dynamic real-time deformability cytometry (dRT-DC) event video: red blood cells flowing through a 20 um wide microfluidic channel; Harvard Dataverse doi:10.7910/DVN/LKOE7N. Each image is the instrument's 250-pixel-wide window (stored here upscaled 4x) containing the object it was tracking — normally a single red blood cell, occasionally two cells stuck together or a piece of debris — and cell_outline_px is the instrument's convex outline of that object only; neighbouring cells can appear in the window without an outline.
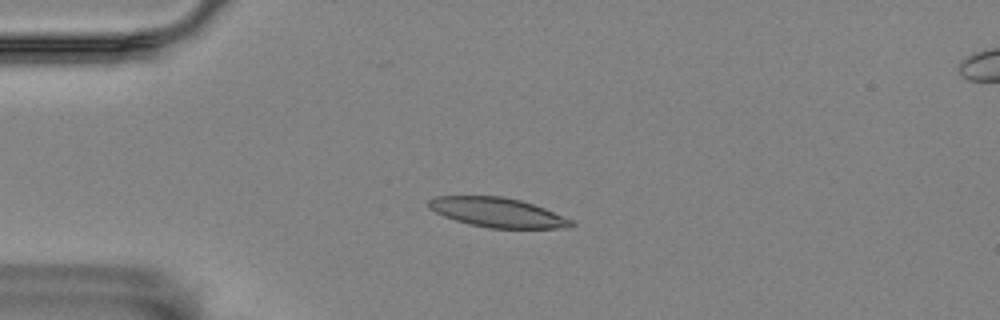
{"species": "Egyptian fruit bat (a non-hibernating species)", "species_latin": "Rousettus aegyptiacus", "temperature_condition": "room temperature", "stored_images_in_passage": 5, "camera_frame_rate_fps": 3000, "um_per_image_px": 0.085, "animal": {"sex": "female"}, "frame": {"image": 1, "passage_image": 3, "time_ms": 0.667, "image_size_px": [1000, 320], "cell_outline_px": [[576, 224], [572, 228], [488, 228], [468, 224], [444, 216], [428, 208], [428, 200], [436, 196], [504, 196], [520, 200], [544, 208], [572, 220]], "centroid_in_image_um": [42.29, 18.06], "position_along_channel_um": 42.7, "area_um2": 24.51}}